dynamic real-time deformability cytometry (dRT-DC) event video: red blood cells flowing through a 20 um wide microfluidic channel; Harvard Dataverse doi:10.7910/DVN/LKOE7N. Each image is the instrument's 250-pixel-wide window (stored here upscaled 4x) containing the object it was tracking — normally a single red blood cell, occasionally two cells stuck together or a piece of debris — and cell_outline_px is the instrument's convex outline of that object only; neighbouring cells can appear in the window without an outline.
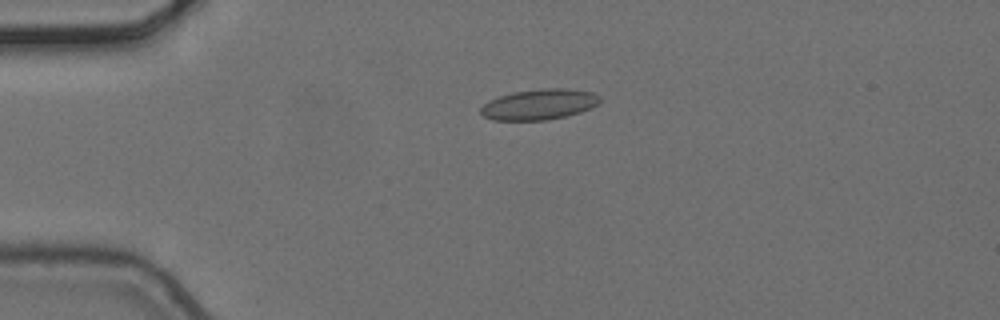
{"species": "common noctule bat (a hibernating species)", "species_latin": "Nyctalus noctula", "temperature_condition": "cold", "stored_images_in_passage": 3, "camera_frame_rate_fps": 3000, "um_per_image_px": 0.085, "animal": {"sex": "female", "body_mass_g": 24.6, "forearm_length_mm": 56.2}, "frame": {"image": 1, "passage_image": 2, "time_ms": 0.333, "image_size_px": [1000, 320], "cell_outline_px": [[600, 100], [592, 108], [580, 112], [564, 116], [544, 120], [492, 120], [484, 116], [480, 112], [480, 108], [488, 100], [512, 92], [540, 88], [568, 88], [592, 92], [600, 96]], "centroid_in_image_um": [45.82, 8.86], "position_along_channel_um": 39.2, "area_um2": 21.27}}